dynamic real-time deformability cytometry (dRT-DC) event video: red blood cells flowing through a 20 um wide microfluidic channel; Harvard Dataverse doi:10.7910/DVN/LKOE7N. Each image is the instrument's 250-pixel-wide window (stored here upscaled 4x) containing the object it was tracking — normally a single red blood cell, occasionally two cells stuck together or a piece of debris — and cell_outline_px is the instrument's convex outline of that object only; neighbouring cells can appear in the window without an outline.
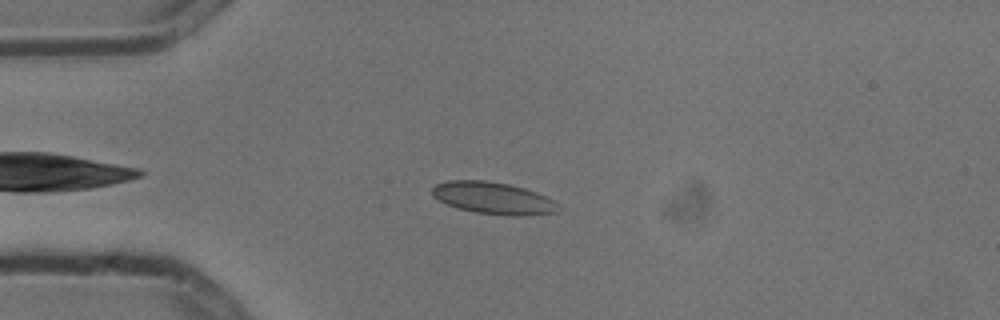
{"species": "common noctule bat (a hibernating species)", "species_latin": "Nyctalus noctula", "temperature_condition": "cold", "stored_images_in_passage": 4, "camera_frame_rate_fps": 3000, "um_per_image_px": 0.085, "animal": {"sex": "male", "body_mass_g": 13.3}, "frame": {"image": 1, "passage_image": 2, "time_ms": 0.333, "image_size_px": [1000, 320], "cell_outline_px": [[560, 208], [556, 212], [524, 216], [508, 216], [476, 212], [456, 208], [432, 196], [432, 188], [436, 184], [448, 180], [484, 180], [508, 184], [524, 188], [548, 196]], "centroid_in_image_um": [41.93, 16.84], "position_along_channel_um": 43.1, "area_um2": 23.52}}
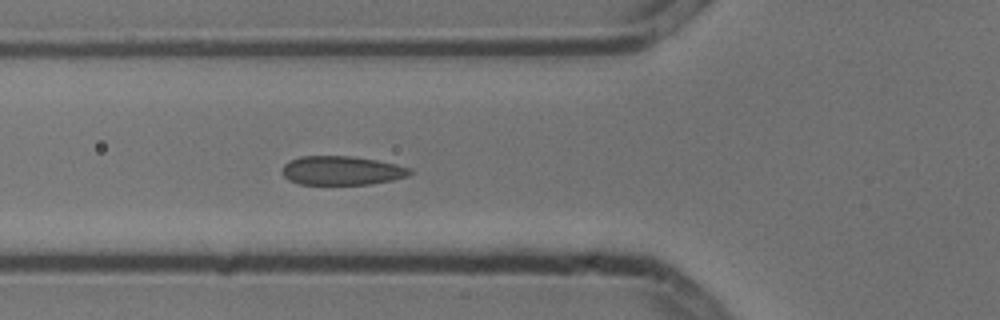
{"frame": {"image": 2, "passage_image": 4, "time_ms": 1.0, "image_size_px": [1000, 320], "cell_outline_px": [[412, 172], [408, 176], [392, 180], [372, 184], [300, 184], [288, 180], [284, 176], [284, 164], [288, 160], [300, 156], [352, 156], [376, 160], [396, 164], [412, 168]], "centroid_in_image_um": [29.06, 14.49], "position_along_channel_um": 96.7, "area_um2": 21.56}}